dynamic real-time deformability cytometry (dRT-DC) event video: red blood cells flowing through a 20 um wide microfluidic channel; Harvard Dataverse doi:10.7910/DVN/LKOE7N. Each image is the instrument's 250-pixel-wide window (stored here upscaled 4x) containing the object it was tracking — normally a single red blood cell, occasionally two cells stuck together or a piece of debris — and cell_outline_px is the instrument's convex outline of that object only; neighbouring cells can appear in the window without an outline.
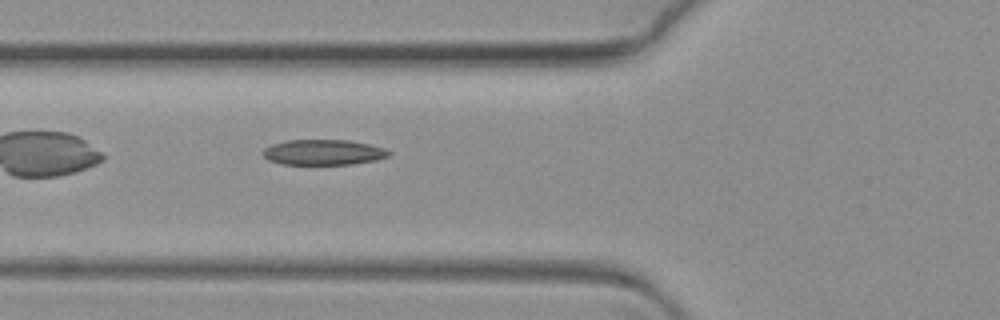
{"species": "common noctule bat (a hibernating species)", "species_latin": "Nyctalus noctula", "temperature_condition": "warm", "stored_images_in_passage": 47, "camera_frame_rate_fps": 3000, "um_per_image_px": 0.085, "animal": {"sex": "female", "body_mass_g": 19.3, "forearm_length_mm": 54.1}, "frame": {"image": 1, "passage_image": 5, "time_ms": 1.333, "image_size_px": [1000, 320], "cell_outline_px": [[392, 156], [376, 160], [352, 164], [280, 164], [268, 160], [260, 152], [264, 148], [272, 144], [288, 140], [348, 140], [368, 144], [384, 148], [392, 152]], "centroid_in_image_um": [27.49, 12.95], "position_along_channel_um": 98.3, "area_um2": 18.79}}
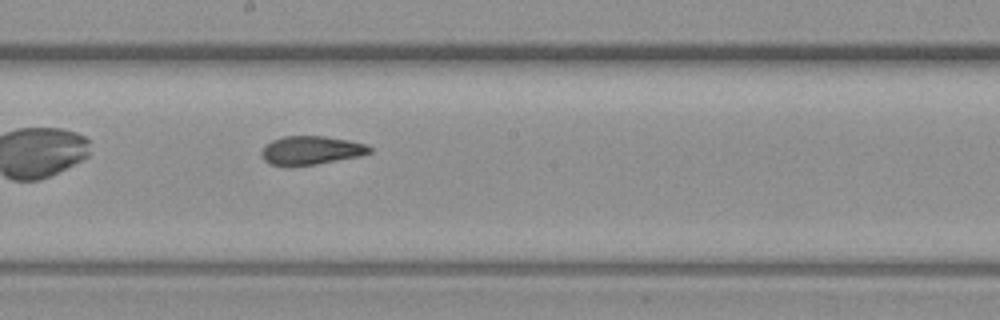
{"frame": {"image": 2, "passage_image": 17, "time_ms": 5.333, "image_size_px": [1000, 320], "cell_outline_px": [[372, 152], [360, 156], [316, 164], [268, 164], [264, 160], [260, 152], [264, 144], [272, 140], [284, 136], [324, 136], [348, 140], [368, 144], [372, 148]], "centroid_in_image_um": [26.46, 12.75], "position_along_channel_um": 221.7, "area_um2": 17.86}}
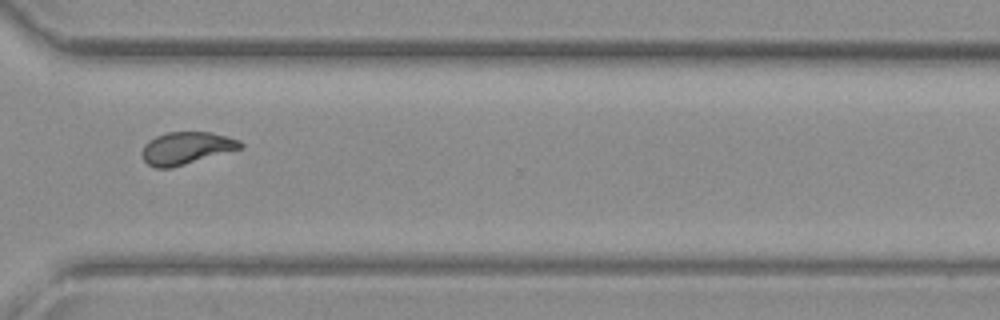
{"frame": {"image": 3, "passage_image": 30, "time_ms": 9.667, "image_size_px": [1000, 320], "cell_outline_px": [[244, 144], [240, 148], [184, 164], [168, 168], [156, 168], [148, 164], [144, 160], [140, 152], [144, 144], [148, 140], [156, 136], [168, 132], [208, 132], [228, 136], [240, 140]], "centroid_in_image_um": [15.79, 12.57], "position_along_channel_um": 354.8, "area_um2": 18.32}}